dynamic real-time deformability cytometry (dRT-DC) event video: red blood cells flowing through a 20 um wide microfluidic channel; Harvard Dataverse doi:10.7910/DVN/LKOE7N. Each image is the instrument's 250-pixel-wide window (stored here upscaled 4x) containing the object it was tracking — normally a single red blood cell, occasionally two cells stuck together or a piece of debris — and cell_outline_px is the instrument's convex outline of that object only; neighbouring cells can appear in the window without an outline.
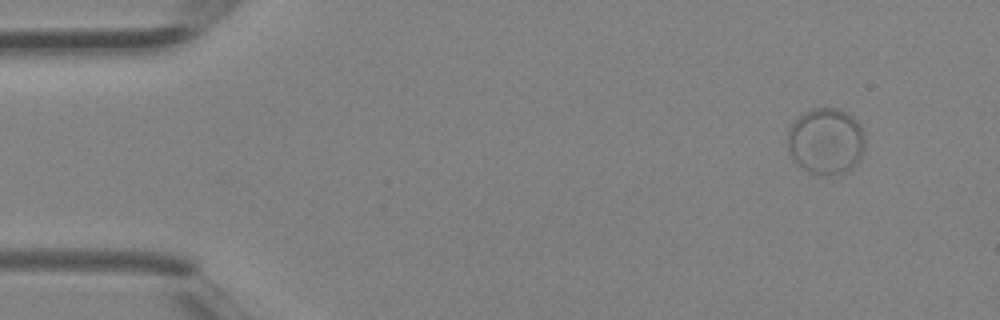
{"species": "Egyptian fruit bat (a non-hibernating species)", "species_latin": "Rousettus aegyptiacus", "temperature_condition": "room temperature", "stored_images_in_passage": 4, "camera_frame_rate_fps": 3000, "um_per_image_px": 0.085, "animal": {"sex": "female"}, "frame": {"image": 1, "passage_image": 1, "time_ms": 0.0, "image_size_px": [1000, 320], "cell_outline_px": [[864, 148], [860, 160], [844, 172], [812, 172], [796, 164], [792, 160], [788, 152], [784, 136], [792, 124], [804, 112], [812, 108], [836, 108], [848, 112], [860, 124], [864, 136]], "centroid_in_image_um": [70.16, 11.95], "position_along_channel_um": 14.8, "area_um2": 29.82}}
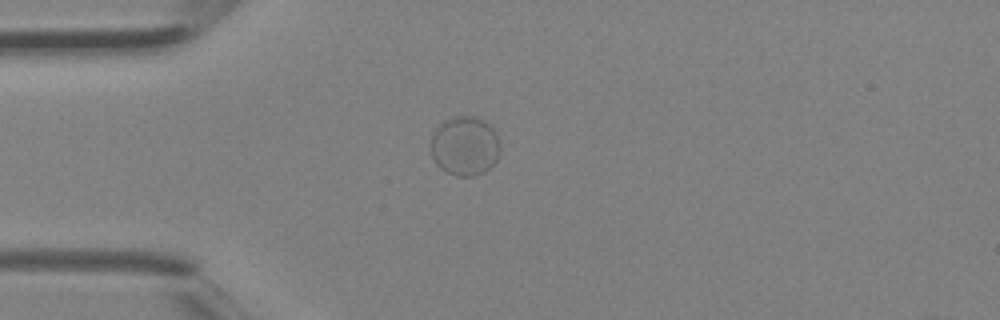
{"frame": {"image": 2, "passage_image": 3, "time_ms": 0.667, "image_size_px": [1000, 320], "cell_outline_px": [[500, 152], [496, 160], [484, 172], [472, 176], [456, 176], [444, 172], [432, 160], [432, 132], [444, 120], [452, 116], [476, 116], [484, 120], [496, 132], [500, 144]], "centroid_in_image_um": [39.5, 12.4], "position_along_channel_um": 45.5, "area_um2": 24.22}}
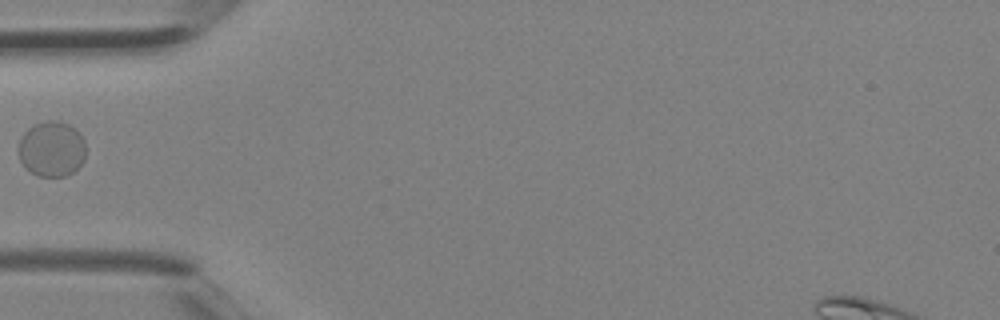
{"frame": {"image": 3, "passage_image": 4, "time_ms": 1.0, "image_size_px": [1000, 320], "cell_outline_px": [[84, 160], [72, 172], [64, 176], [36, 176], [24, 168], [20, 160], [16, 148], [20, 136], [32, 124], [44, 120], [56, 120], [68, 124], [84, 140]], "centroid_in_image_um": [4.3, 12.65], "position_along_channel_um": 80.7, "area_um2": 21.96}}